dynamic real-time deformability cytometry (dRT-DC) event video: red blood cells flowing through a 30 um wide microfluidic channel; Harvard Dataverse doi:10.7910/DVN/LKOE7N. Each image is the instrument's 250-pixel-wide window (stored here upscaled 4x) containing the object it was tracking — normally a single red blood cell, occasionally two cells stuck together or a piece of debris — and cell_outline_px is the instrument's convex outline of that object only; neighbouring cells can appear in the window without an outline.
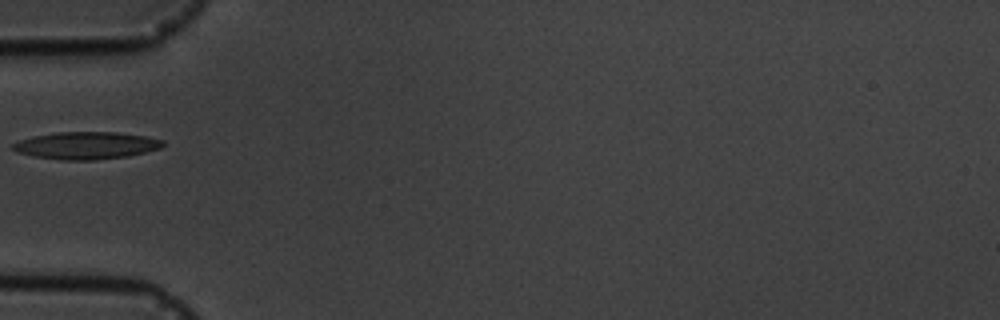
{"species": "common noctule bat (a hibernating species)", "species_latin": "Nyctalus noctula", "temperature_condition": "cold", "stored_images_in_passage": 4, "camera_frame_rate_fps": 3000, "um_per_image_px": 0.085, "animal": {"sex": "male", "body_mass_g": 19.5, "forearm_length_mm": 54.6}, "frame": {"image": 1, "passage_image": 4, "time_ms": 4.333, "image_size_px": [1000, 320], "cell_outline_px": [[164, 144], [160, 148], [128, 156], [92, 160], [60, 160], [32, 156], [16, 152], [12, 148], [12, 144], [20, 140], [32, 136], [56, 132], [116, 132], [144, 136], [164, 140]], "centroid_in_image_um": [7.29, 12.36], "position_along_channel_um": 77.7, "area_um2": 23.87}}